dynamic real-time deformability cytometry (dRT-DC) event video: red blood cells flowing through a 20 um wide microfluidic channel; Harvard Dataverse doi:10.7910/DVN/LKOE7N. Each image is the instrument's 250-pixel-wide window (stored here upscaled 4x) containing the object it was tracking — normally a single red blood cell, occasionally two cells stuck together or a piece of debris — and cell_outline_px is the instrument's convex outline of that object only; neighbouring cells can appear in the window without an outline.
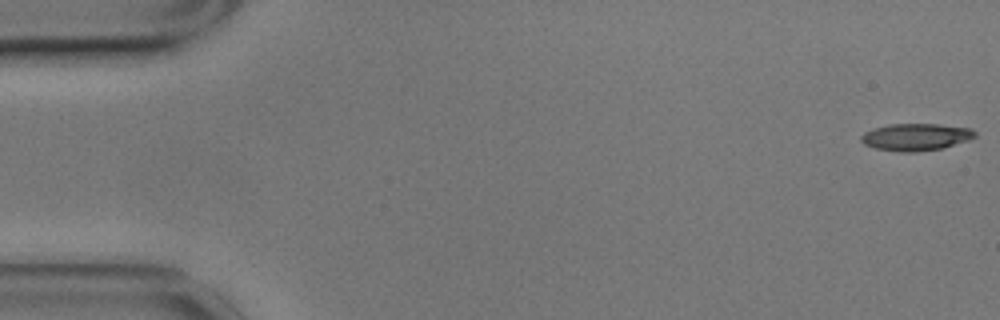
{"species": "common noctule bat (a hibernating species)", "species_latin": "Nyctalus noctula", "temperature_condition": "cold", "stored_images_in_passage": 57, "camera_frame_rate_fps": 3000, "um_per_image_px": 0.085, "animal": {"sex": "male", "body_mass_g": 17.9}, "frame": {"image": 1, "passage_image": 1, "time_ms": 0.0, "image_size_px": [1000, 320], "cell_outline_px": [[976, 136], [968, 140], [944, 148], [916, 152], [900, 152], [876, 148], [864, 144], [860, 140], [860, 136], [864, 132], [872, 128], [888, 124], [940, 124], [972, 128], [976, 132]], "centroid_in_image_um": [77.85, 11.64], "position_along_channel_um": 7.2, "area_um2": 18.21}}
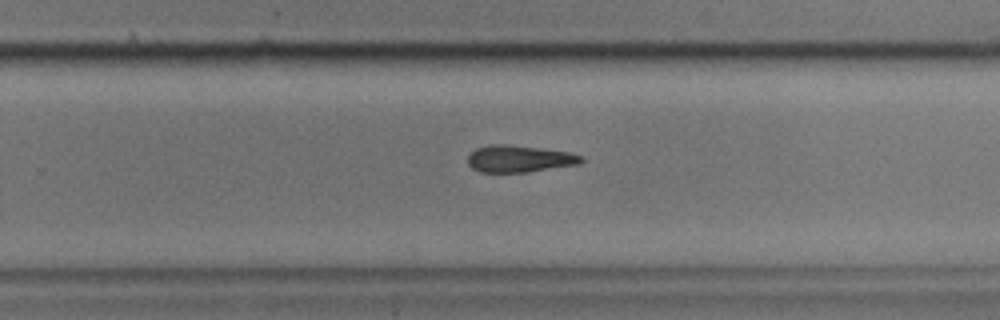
{"frame": {"image": 2, "passage_image": 36, "time_ms": 11.667, "image_size_px": [1000, 320], "cell_outline_px": [[584, 160], [580, 164], [528, 172], [480, 172], [472, 168], [468, 164], [468, 156], [476, 148], [488, 144], [508, 144], [568, 152], [584, 156]], "centroid_in_image_um": [44.14, 13.5], "position_along_channel_um": 285.7, "area_um2": 17.86}}
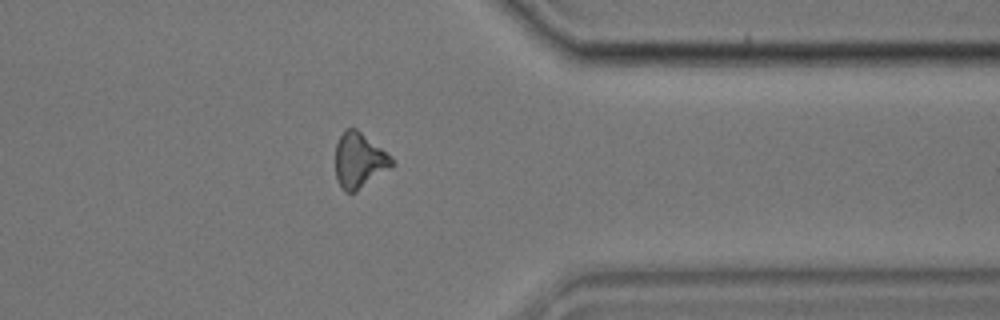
{"frame": {"image": 3, "passage_image": 45, "time_ms": 14.667, "image_size_px": [1000, 320], "cell_outline_px": [[396, 164], [392, 168], [356, 192], [344, 192], [340, 188], [336, 180], [336, 144], [344, 128], [356, 128], [392, 156]], "centroid_in_image_um": [30.56, 13.66], "position_along_channel_um": 380.8, "area_um2": 18.55}, "authors_computed_cell_mechanics": {"area_um2": 18.3226, "velocity_mm_per_s": 3.5121, "shape_relaxation_time_tau1_ms": 5.7517, "shape_relaxation_time_tau2_ms": 7.3275, "deformation_change_tau1": 0.1476, "deformation_change_tau2": 0.1962}}